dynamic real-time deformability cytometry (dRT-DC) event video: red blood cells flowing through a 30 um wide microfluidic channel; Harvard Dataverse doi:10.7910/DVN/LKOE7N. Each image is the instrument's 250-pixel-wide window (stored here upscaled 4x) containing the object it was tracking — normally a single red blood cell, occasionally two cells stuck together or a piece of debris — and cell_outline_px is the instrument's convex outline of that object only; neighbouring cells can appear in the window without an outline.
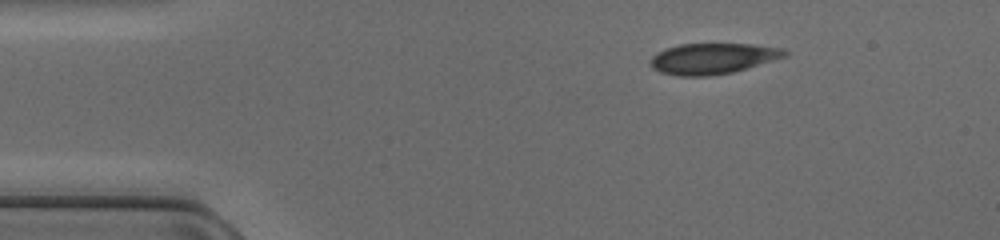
{"species": "common noctule bat (a hibernating species)", "species_latin": "Nyctalus noctula", "temperature_condition": "cold", "stored_images_in_passage": 5, "camera_frame_rate_fps": 3000, "um_per_image_px": 0.085, "animal": {"sex": "female", "body_mass_g": 17.0, "forearm_length_mm": 48.0}, "frame": {"image": 1, "passage_image": 1, "time_ms": 0.0, "image_size_px": [1000, 240], "cell_outline_px": [[788, 56], [748, 68], [732, 72], [708, 76], [676, 76], [660, 72], [652, 68], [648, 60], [656, 52], [680, 44], [752, 44], [780, 48], [788, 52]], "centroid_in_image_um": [60.56, 4.98], "position_along_channel_um": 24.4, "area_um2": 24.22}}